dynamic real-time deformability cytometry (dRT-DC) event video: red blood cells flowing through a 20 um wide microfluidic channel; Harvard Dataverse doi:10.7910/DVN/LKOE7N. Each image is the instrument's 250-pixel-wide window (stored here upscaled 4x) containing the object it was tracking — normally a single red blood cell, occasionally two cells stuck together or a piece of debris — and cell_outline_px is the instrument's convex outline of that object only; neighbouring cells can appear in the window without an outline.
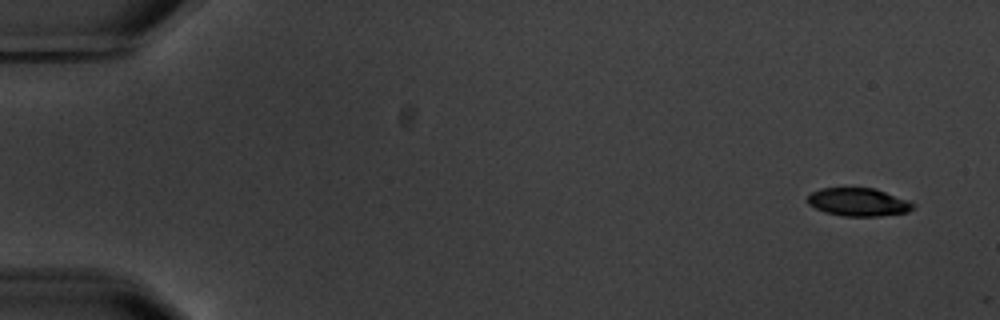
{"species": "common noctule bat (a hibernating species)", "species_latin": "Nyctalus noctula", "temperature_condition": "warm", "stored_images_in_passage": 3, "camera_frame_rate_fps": 3000, "um_per_image_px": 0.085, "animal": {"sex": "male", "body_mass_g": 20.1, "forearm_length_mm": 53.5}, "frame": {"image": 1, "passage_image": 1, "time_ms": 0.0, "image_size_px": [1000, 320], "cell_outline_px": [[916, 204], [908, 212], [880, 216], [844, 216], [824, 212], [808, 204], [808, 196], [812, 192], [820, 188], [876, 188], [908, 200]], "centroid_in_image_um": [72.97, 17.17], "position_along_channel_um": 12.0, "area_um2": 17.28}}
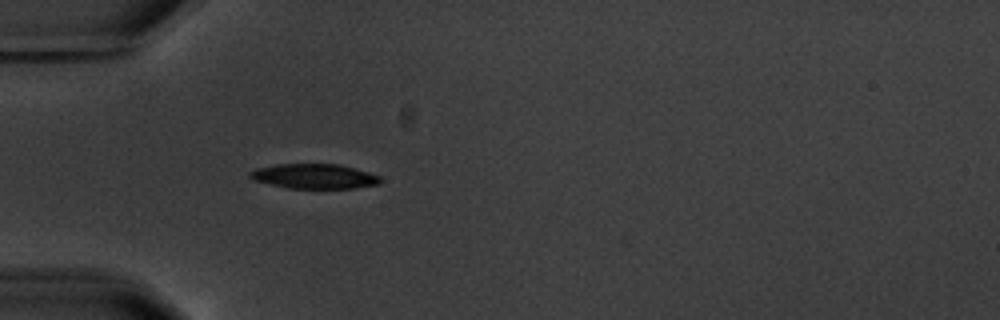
{"frame": {"image": 2, "passage_image": 3, "time_ms": 5.0, "image_size_px": [1000, 320], "cell_outline_px": [[380, 184], [356, 188], [288, 188], [252, 180], [248, 176], [248, 172], [256, 168], [276, 164], [340, 164], [368, 172], [380, 176]], "centroid_in_image_um": [26.68, 14.98], "position_along_channel_um": 58.3, "area_um2": 18.9}}